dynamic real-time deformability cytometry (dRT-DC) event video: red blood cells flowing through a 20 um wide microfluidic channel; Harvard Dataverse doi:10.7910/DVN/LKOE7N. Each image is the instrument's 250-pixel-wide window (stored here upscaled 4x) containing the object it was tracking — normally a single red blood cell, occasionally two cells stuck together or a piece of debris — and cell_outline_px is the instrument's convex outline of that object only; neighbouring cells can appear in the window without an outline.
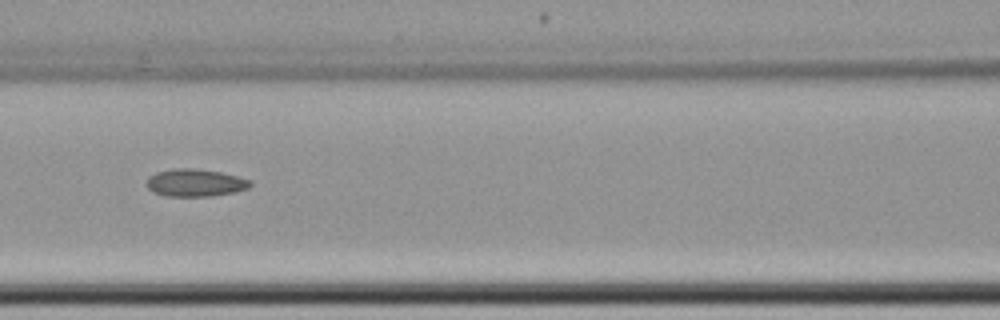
{"species": "common noctule bat (a hibernating species)", "species_latin": "Nyctalus noctula", "temperature_condition": "cold", "stored_images_in_passage": 4, "camera_frame_rate_fps": 3000, "um_per_image_px": 0.085, "animal": {"sex": "female", "body_mass_g": 22.7, "forearm_length_mm": 54.2}, "frame": {"image": 1, "passage_image": 3, "time_ms": 3.0, "image_size_px": [1000, 320], "cell_outline_px": [[252, 184], [248, 188], [236, 192], [212, 196], [164, 196], [152, 192], [148, 188], [148, 176], [156, 172], [172, 168], [192, 168], [220, 172], [252, 180]], "centroid_in_image_um": [16.59, 15.54], "position_along_channel_um": 150.0, "area_um2": 16.7}}
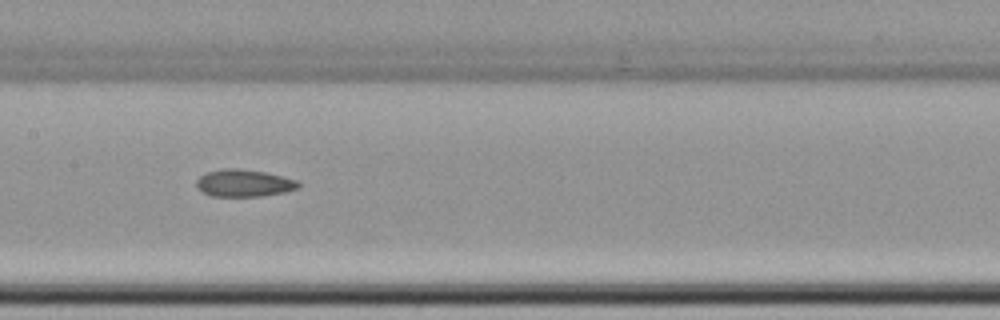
{"frame": {"image": 2, "passage_image": 4, "time_ms": 4.0, "image_size_px": [1000, 320], "cell_outline_px": [[300, 188], [284, 192], [264, 196], [212, 196], [204, 192], [196, 184], [196, 180], [204, 172], [220, 168], [240, 168], [264, 172], [284, 176], [296, 180], [300, 184]], "centroid_in_image_um": [20.75, 15.55], "position_along_channel_um": 186.7, "area_um2": 16.3}}